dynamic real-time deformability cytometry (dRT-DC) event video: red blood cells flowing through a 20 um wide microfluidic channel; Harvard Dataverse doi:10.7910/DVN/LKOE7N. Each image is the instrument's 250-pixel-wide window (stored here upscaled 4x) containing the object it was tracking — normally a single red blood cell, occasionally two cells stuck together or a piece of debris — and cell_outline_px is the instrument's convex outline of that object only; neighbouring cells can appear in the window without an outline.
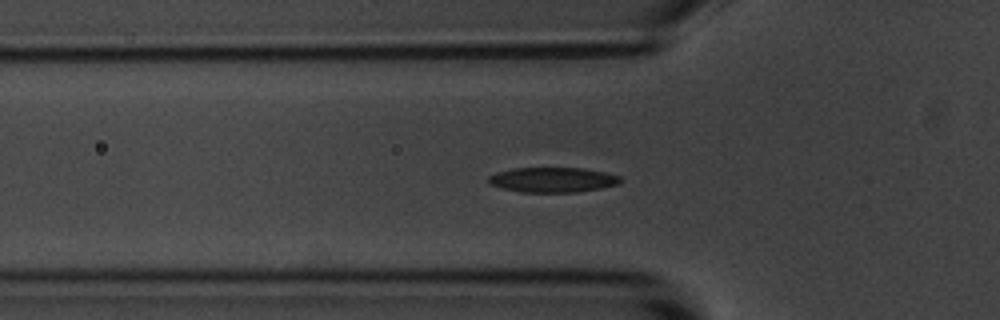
{"species": "common noctule bat (a hibernating species)", "species_latin": "Nyctalus noctula", "temperature_condition": "room temperature", "stored_images_in_passage": 56, "camera_frame_rate_fps": 3000, "um_per_image_px": 0.085, "animal": {"sex": "male", "body_mass_g": 20.1, "forearm_length_mm": 53.5}, "frame": {"image": 1, "passage_image": 18, "time_ms": 5.667, "image_size_px": [1000, 320], "cell_outline_px": [[624, 180], [620, 184], [600, 188], [576, 192], [520, 192], [488, 184], [488, 176], [496, 172], [516, 168], [584, 168], [604, 172], [620, 176]], "centroid_in_image_um": [47.0, 15.28], "position_along_channel_um": 78.8, "area_um2": 19.25}}
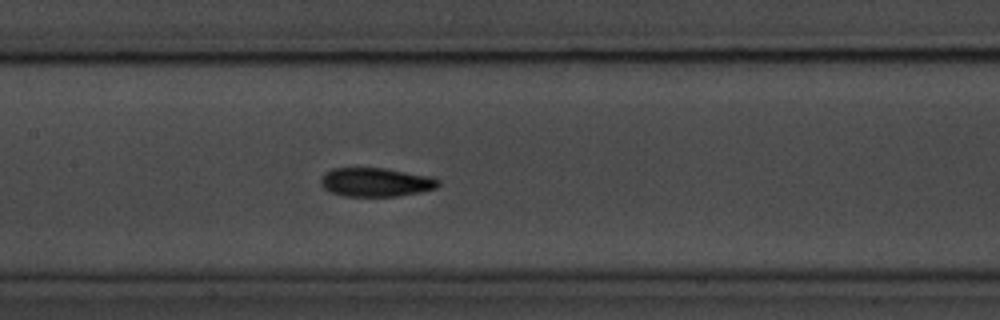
{"frame": {"image": 2, "passage_image": 26, "time_ms": 8.333, "image_size_px": [1000, 320], "cell_outline_px": [[440, 184], [436, 188], [420, 192], [396, 196], [344, 196], [332, 192], [324, 188], [320, 184], [320, 180], [324, 172], [332, 168], [384, 168], [432, 176], [440, 180]], "centroid_in_image_um": [31.95, 15.48], "position_along_channel_um": 175.5, "area_um2": 19.83}}
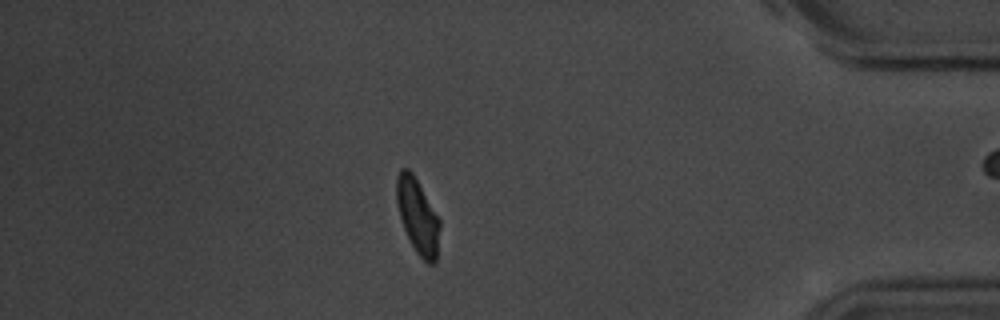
{"frame": {"image": 3, "passage_image": 48, "time_ms": 15.667, "image_size_px": [1000, 320], "cell_outline_px": [[440, 228], [436, 260], [432, 264], [428, 264], [416, 252], [404, 228], [400, 216], [396, 200], [396, 176], [400, 168], [408, 168], [412, 172], [440, 220]], "centroid_in_image_um": [35.49, 18.35], "position_along_channel_um": 399.7, "area_um2": 18.61}, "authors_computed_cell_mechanics": {"area_um2": 18.9295, "velocity_mm_per_s": 3.5927, "shape_relaxation_time_tau1_ms": 3.1584, "shape_relaxation_time_tau2_ms": 4.7863, "deformation_change_tau1": 0.1309, "deformation_change_tau2": 0.1087}}